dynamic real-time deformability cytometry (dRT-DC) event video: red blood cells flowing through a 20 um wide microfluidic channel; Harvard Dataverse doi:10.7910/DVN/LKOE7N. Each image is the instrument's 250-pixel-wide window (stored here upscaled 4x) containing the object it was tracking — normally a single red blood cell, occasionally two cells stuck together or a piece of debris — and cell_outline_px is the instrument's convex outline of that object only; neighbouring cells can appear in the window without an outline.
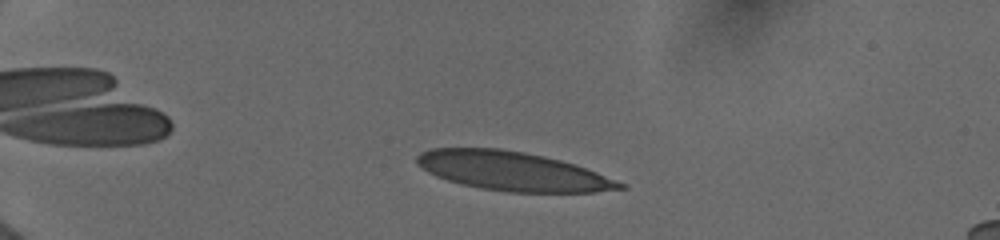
{"species": "human", "species_latin": "Homo sapiens", "temperature_condition": "cold", "stored_images_in_passage": 36, "camera_frame_rate_fps": 3000, "um_per_image_px": 0.085, "donor": {"sex": "female"}, "frame": {"image": 1, "passage_image": 13, "time_ms": 2.0, "image_size_px": [1000, 240], "cell_outline_px": [[628, 188], [592, 192], [512, 192], [480, 188], [448, 180], [436, 176], [428, 172], [416, 164], [416, 156], [420, 152], [432, 148], [500, 148], [524, 152], [544, 156], [560, 160], [596, 172], [628, 184]], "centroid_in_image_um": [43.56, 14.54], "position_along_channel_um": 41.4, "area_um2": 45.89}}
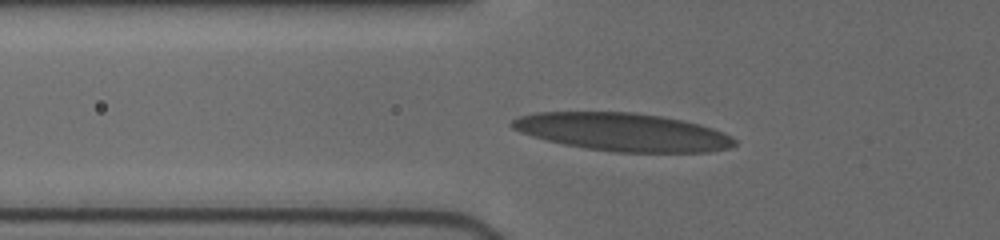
{"frame": {"image": 2, "passage_image": 28, "time_ms": 4.333, "image_size_px": [1000, 240], "cell_outline_px": [[736, 144], [728, 148], [708, 152], [616, 152], [588, 148], [564, 144], [532, 136], [520, 132], [512, 128], [508, 124], [512, 120], [520, 116], [536, 112], [632, 112], [660, 116], [700, 124], [712, 128], [732, 136], [736, 140]], "centroid_in_image_um": [52.93, 11.22], "position_along_channel_um": 72.9, "area_um2": 49.01}}
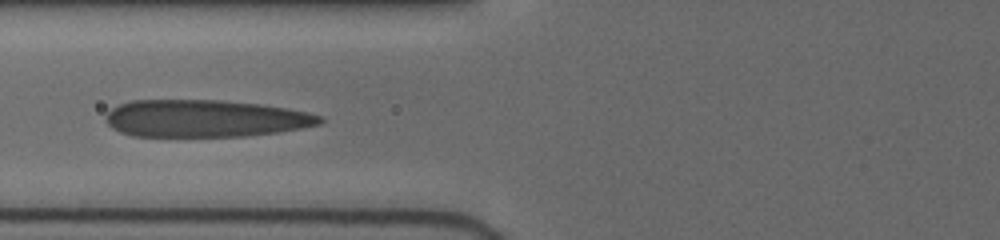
{"frame": {"image": 3, "passage_image": 35, "time_ms": 5.333, "image_size_px": [1000, 240], "cell_outline_px": [[324, 120], [320, 124], [300, 128], [276, 132], [248, 136], [132, 136], [120, 132], [112, 128], [104, 120], [104, 116], [112, 108], [120, 104], [132, 100], [220, 100], [260, 104], [288, 108], [320, 116]], "centroid_in_image_um": [17.38, 10.07], "position_along_channel_um": 108.4, "area_um2": 46.41}}